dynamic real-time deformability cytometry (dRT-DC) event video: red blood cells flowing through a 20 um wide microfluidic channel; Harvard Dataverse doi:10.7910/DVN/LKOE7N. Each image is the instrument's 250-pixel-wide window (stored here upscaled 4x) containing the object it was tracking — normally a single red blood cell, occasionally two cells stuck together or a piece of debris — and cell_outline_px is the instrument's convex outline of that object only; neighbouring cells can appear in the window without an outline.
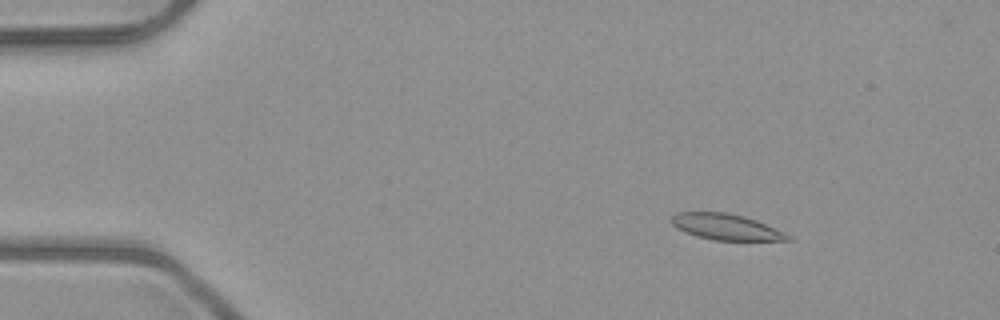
{"species": "common noctule bat (a hibernating species)", "species_latin": "Nyctalus noctula", "temperature_condition": "room temperature", "stored_images_in_passage": 5, "camera_frame_rate_fps": 3000, "um_per_image_px": 0.085, "animal": {"sex": "male", "body_mass_g": 23.1, "forearm_length_mm": 52.7}, "frame": {"image": 1, "passage_image": 3, "time_ms": 2.333, "image_size_px": [1000, 320], "cell_outline_px": [[792, 240], [712, 240], [696, 236], [676, 228], [668, 220], [668, 216], [676, 212], [724, 212], [744, 216], [756, 220], [784, 232], [792, 236]], "centroid_in_image_um": [61.64, 19.28], "position_along_channel_um": 23.4, "area_um2": 17.74}}